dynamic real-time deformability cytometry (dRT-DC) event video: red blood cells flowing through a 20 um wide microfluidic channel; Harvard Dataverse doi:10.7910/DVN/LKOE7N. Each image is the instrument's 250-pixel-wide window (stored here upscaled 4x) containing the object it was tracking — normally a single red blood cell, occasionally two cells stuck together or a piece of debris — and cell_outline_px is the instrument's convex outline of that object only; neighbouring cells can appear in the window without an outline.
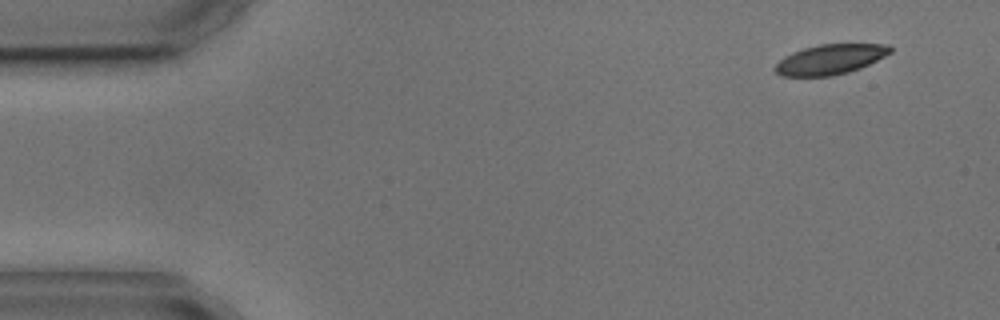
{"species": "common noctule bat (a hibernating species)", "species_latin": "Nyctalus noctula", "temperature_condition": "cold", "stored_images_in_passage": 3, "camera_frame_rate_fps": 3000, "um_per_image_px": 0.085, "animal": {"sex": "male", "body_mass_g": 17.9, "forearm_length_mm": 54.2}, "frame": {"image": 1, "passage_image": 1, "time_ms": 0.0, "image_size_px": [1000, 320], "cell_outline_px": [[892, 52], [860, 68], [848, 72], [832, 76], [780, 76], [772, 68], [784, 56], [792, 52], [804, 48], [820, 44], [888, 44], [892, 48]], "centroid_in_image_um": [70.54, 5.05], "position_along_channel_um": 14.5, "area_um2": 20.11}}